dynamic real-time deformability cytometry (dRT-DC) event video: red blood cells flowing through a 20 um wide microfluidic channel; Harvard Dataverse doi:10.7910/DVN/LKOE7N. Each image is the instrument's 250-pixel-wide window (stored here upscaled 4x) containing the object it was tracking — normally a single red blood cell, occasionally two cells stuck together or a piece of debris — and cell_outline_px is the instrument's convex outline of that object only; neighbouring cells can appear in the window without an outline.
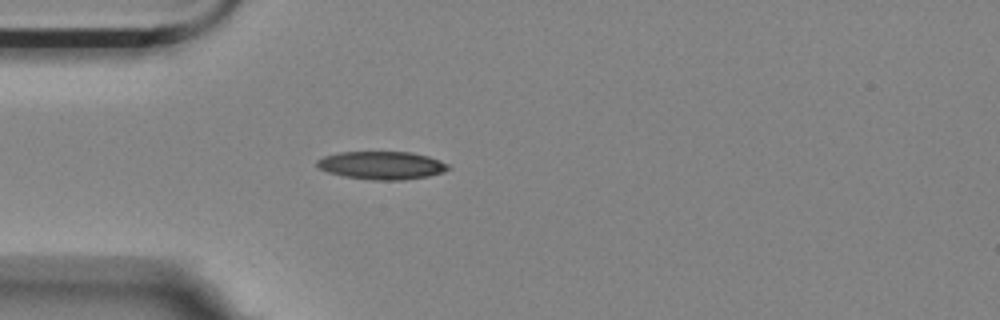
{"species": "Egyptian fruit bat (a non-hibernating species)", "species_latin": "Rousettus aegyptiacus", "temperature_condition": "room temperature", "stored_images_in_passage": 1, "camera_frame_rate_fps": 3000, "um_per_image_px": 0.085, "animal": {"sex": "female"}, "frame": {"image": 1, "passage_image": 1, "time_ms": 0.0, "image_size_px": [1000, 320], "cell_outline_px": [[452, 168], [444, 172], [428, 176], [404, 180], [376, 180], [344, 176], [328, 172], [320, 168], [316, 164], [316, 160], [324, 156], [340, 152], [412, 152], [428, 156], [440, 160], [448, 164]], "centroid_in_image_um": [32.48, 14.05], "position_along_channel_um": 52.5, "area_um2": 21.44}}